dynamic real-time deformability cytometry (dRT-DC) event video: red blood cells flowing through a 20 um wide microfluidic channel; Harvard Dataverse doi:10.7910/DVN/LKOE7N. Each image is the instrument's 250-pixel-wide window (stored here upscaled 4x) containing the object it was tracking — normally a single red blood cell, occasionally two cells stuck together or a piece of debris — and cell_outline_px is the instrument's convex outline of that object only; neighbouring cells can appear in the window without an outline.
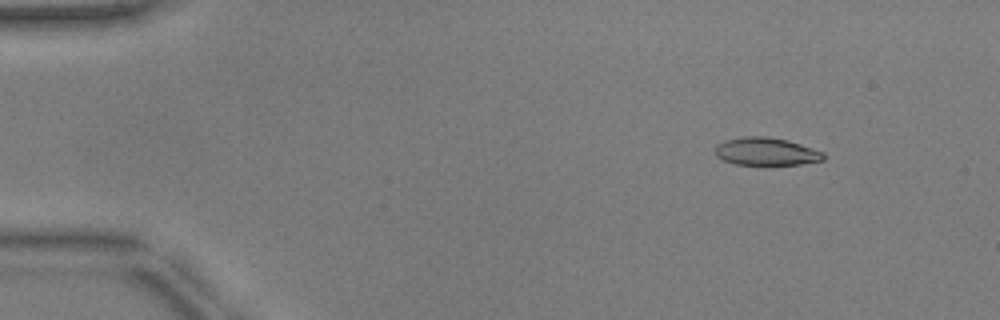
{"species": "common noctule bat (a hibernating species)", "species_latin": "Nyctalus noctula", "temperature_condition": "warm", "stored_images_in_passage": 51, "camera_frame_rate_fps": 3000, "um_per_image_px": 0.085, "animal": {"sex": "male", "body_mass_g": 17.9, "forearm_length_mm": 54.2}, "frame": {"image": 1, "passage_image": 6, "time_ms": 1.667, "image_size_px": [1000, 320], "cell_outline_px": [[824, 160], [800, 164], [768, 168], [736, 164], [724, 160], [716, 156], [716, 144], [724, 140], [744, 136], [764, 136], [788, 140], [824, 152]], "centroid_in_image_um": [65.12, 12.92], "position_along_channel_um": 19.9, "area_um2": 18.32}}
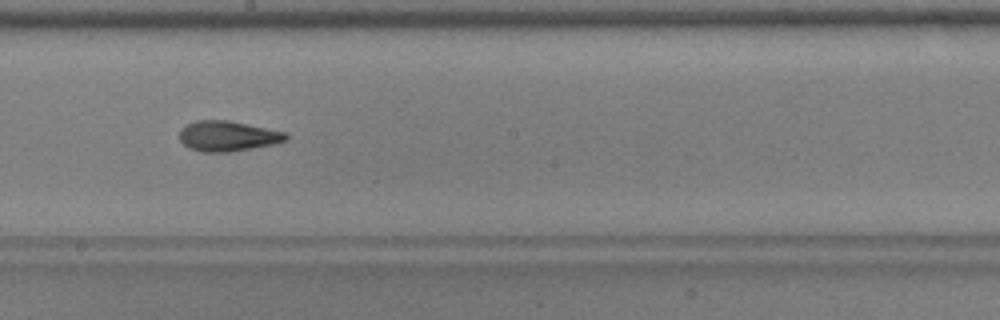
{"frame": {"image": 2, "passage_image": 29, "time_ms": 9.333, "image_size_px": [1000, 320], "cell_outline_px": [[288, 140], [272, 144], [252, 148], [228, 152], [200, 152], [188, 148], [180, 140], [180, 128], [196, 120], [228, 120], [288, 132]], "centroid_in_image_um": [19.36, 11.56], "position_along_channel_um": 228.8, "area_um2": 18.9}}
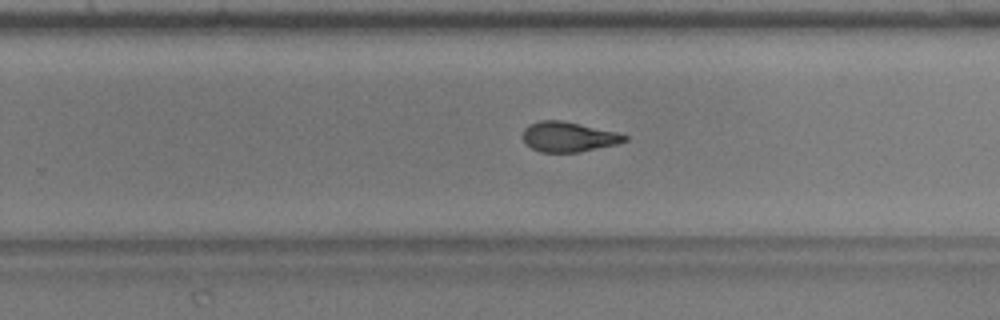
{"frame": {"image": 3, "passage_image": 33, "time_ms": 10.667, "image_size_px": [1000, 320], "cell_outline_px": [[628, 140], [616, 144], [580, 152], [540, 152], [532, 148], [524, 140], [524, 128], [528, 124], [540, 120], [560, 120], [616, 132], [628, 136]], "centroid_in_image_um": [48.31, 11.63], "position_along_channel_um": 281.5, "area_um2": 17.57}, "authors_computed_cell_mechanics": {"area_um2": 18.5538, "velocity_mm_per_s": 3.9614, "shape_relaxation_time_tau1_ms": 4.0699, "shape_relaxation_time_tau2_ms": 2.3195, "deformation_change_tau1": 0.1735, "deformation_change_tau2": 0.0931}}